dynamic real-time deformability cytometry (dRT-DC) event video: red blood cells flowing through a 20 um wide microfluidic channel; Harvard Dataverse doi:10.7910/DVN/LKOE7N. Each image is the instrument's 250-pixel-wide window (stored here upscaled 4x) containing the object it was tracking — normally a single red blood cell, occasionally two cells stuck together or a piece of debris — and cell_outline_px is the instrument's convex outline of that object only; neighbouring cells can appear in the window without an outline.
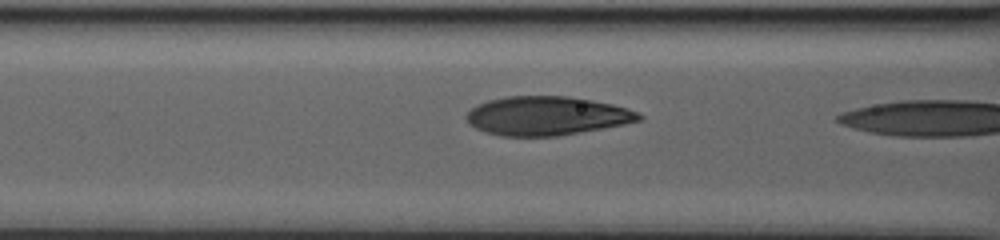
{"species": "human", "species_latin": "Homo sapiens", "temperature_condition": "warm", "stored_images_in_passage": 38, "camera_frame_rate_fps": 3000, "um_per_image_px": 0.085, "donor": {"sex": "male"}, "frame": {"image": 1, "passage_image": 37, "time_ms": 12.0, "image_size_px": [1000, 240], "cell_outline_px": [[644, 116], [640, 120], [624, 124], [556, 136], [500, 136], [484, 132], [468, 124], [464, 116], [476, 104], [488, 100], [508, 96], [568, 96], [592, 100], [612, 104], [628, 108]], "centroid_in_image_um": [46.42, 9.84], "position_along_channel_um": 120.2, "area_um2": 39.07}}